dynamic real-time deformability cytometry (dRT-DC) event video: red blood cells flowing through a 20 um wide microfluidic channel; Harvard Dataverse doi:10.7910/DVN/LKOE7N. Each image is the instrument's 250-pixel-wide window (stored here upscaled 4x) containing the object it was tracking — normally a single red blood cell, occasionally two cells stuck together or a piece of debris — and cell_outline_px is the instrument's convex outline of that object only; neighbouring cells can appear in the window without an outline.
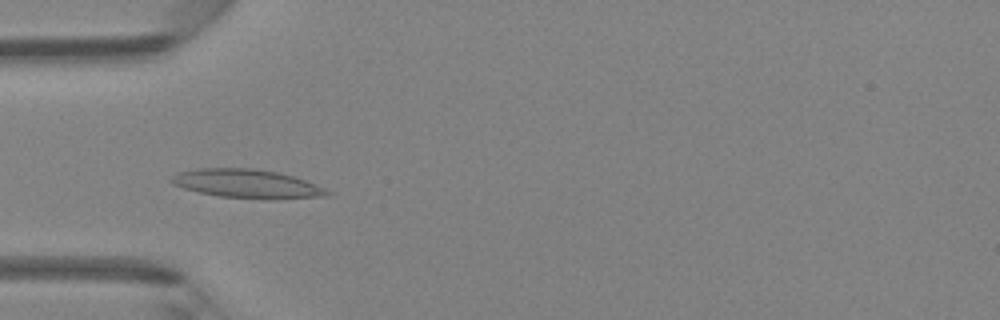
{"species": "Egyptian fruit bat (a non-hibernating species)", "species_latin": "Rousettus aegyptiacus", "temperature_condition": "room temperature", "stored_images_in_passage": 47, "camera_frame_rate_fps": 3000, "um_per_image_px": 0.085, "animal": {"sex": "female"}, "frame": {"image": 1, "passage_image": 15, "time_ms": 4.667, "image_size_px": [1000, 320], "cell_outline_px": [[332, 192], [328, 196], [220, 196], [200, 192], [184, 188], [172, 184], [172, 176], [180, 172], [196, 168], [252, 168], [276, 172], [292, 176], [304, 180], [324, 188]], "centroid_in_image_um": [20.89, 15.55], "position_along_channel_um": 64.1, "area_um2": 24.39}}
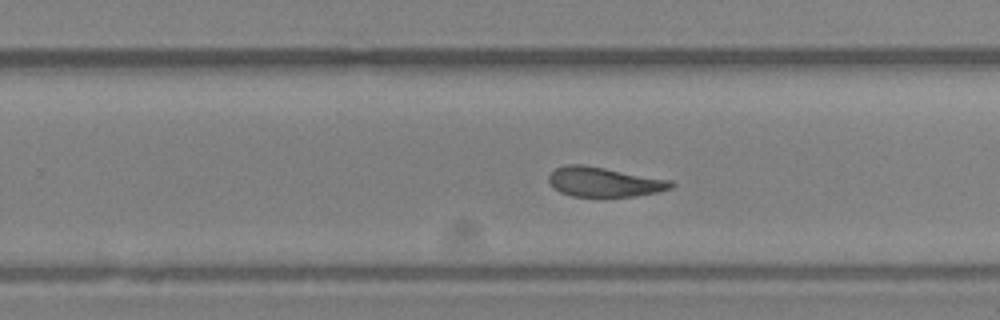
{"frame": {"image": 2, "passage_image": 30, "time_ms": 9.667, "image_size_px": [1000, 320], "cell_outline_px": [[676, 184], [672, 188], [660, 192], [636, 196], [572, 196], [560, 192], [552, 188], [548, 180], [548, 176], [556, 168], [568, 164], [584, 164], [672, 180]], "centroid_in_image_um": [51.37, 15.46], "position_along_channel_um": 278.4, "area_um2": 21.33}}
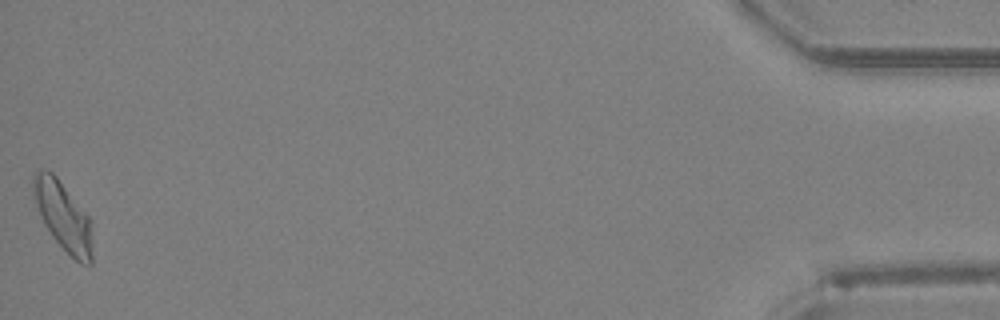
{"frame": {"image": 3, "passage_image": 47, "time_ms": 15.333, "image_size_px": [1000, 320], "cell_outline_px": [[92, 264], [80, 264], [52, 236], [44, 224], [36, 204], [32, 192], [32, 176], [36, 168], [44, 168], [52, 172], [56, 176], [88, 216], [92, 256]], "centroid_in_image_um": [5.3, 18.3], "position_along_channel_um": 429.9, "area_um2": 23.18}, "authors_computed_cell_mechanics": {"area_um2": 22.7154, "velocity_mm_per_s": 4.3177, "shape_relaxation_time_tau1_ms": null, "shape_relaxation_time_tau2_ms": 2.052, "deformation_change_tau1": null, "deformation_change_tau2": 0.0973}}